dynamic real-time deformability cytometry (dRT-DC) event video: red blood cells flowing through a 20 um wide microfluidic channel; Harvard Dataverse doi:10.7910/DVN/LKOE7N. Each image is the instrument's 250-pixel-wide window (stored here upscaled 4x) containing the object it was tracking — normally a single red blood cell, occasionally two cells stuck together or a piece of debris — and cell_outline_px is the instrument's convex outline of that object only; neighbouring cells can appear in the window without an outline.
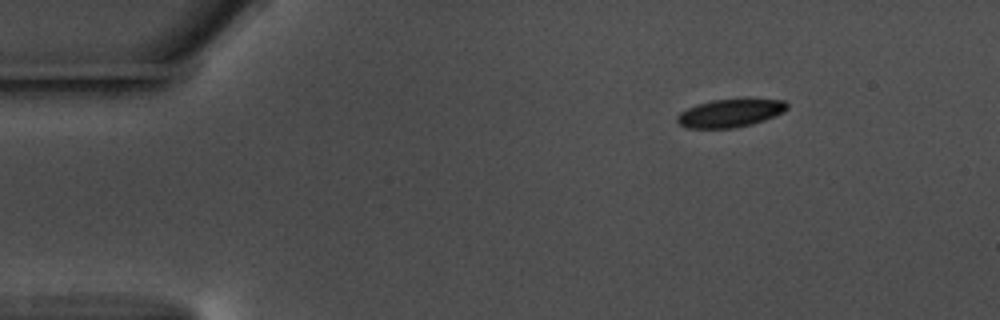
{"species": "common noctule bat (a hibernating species)", "species_latin": "Nyctalus noctula", "temperature_condition": "warm", "stored_images_in_passage": 50, "camera_frame_rate_fps": 3000, "um_per_image_px": 0.085, "animal": {"sex": "male", "body_mass_g": 17.5, "forearm_length_mm": 52.3}, "frame": {"image": 1, "passage_image": 1, "time_ms": 0.0, "image_size_px": [1000, 320], "cell_outline_px": [[788, 108], [784, 112], [764, 120], [752, 124], [732, 128], [688, 128], [680, 124], [676, 120], [676, 116], [680, 112], [696, 104], [712, 100], [784, 100], [788, 104]], "centroid_in_image_um": [62.04, 9.63], "position_along_channel_um": 23.0, "area_um2": 17.69}}
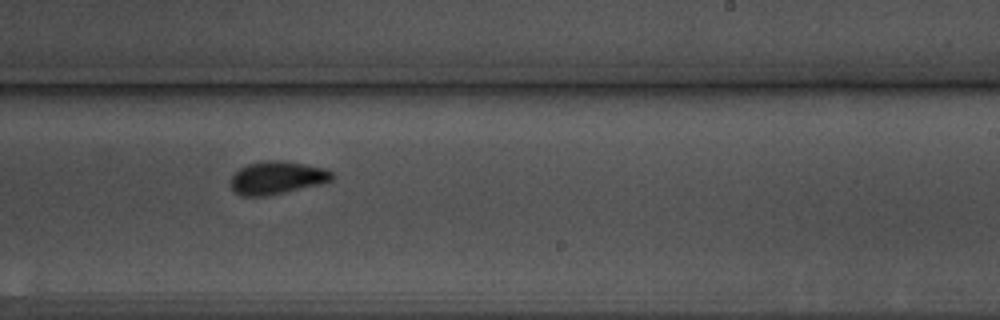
{"frame": {"image": 2, "passage_image": 28, "time_ms": 9.0, "image_size_px": [1000, 320], "cell_outline_px": [[336, 176], [332, 180], [320, 184], [268, 196], [240, 196], [228, 184], [232, 176], [240, 168], [248, 164], [268, 160], [280, 160], [304, 164], [324, 168], [332, 172]], "centroid_in_image_um": [23.54, 15.11], "position_along_channel_um": 265.5, "area_um2": 19.48}}
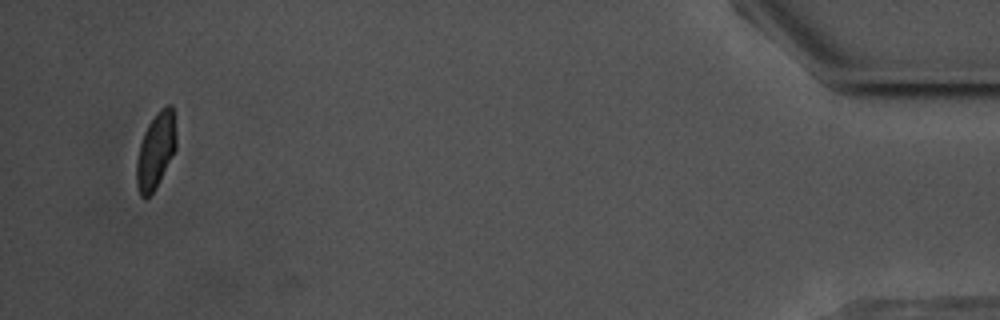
{"frame": {"image": 3, "passage_image": 48, "time_ms": 15.667, "image_size_px": [1000, 320], "cell_outline_px": [[176, 148], [156, 188], [148, 196], [140, 196], [136, 184], [136, 164], [140, 144], [144, 132], [148, 124], [160, 108], [168, 104], [172, 104], [176, 140]], "centroid_in_image_um": [13.23, 12.79], "position_along_channel_um": 422.0, "area_um2": 17.34}, "authors_computed_cell_mechanics": {"area_um2": 18.6405, "velocity_mm_per_s": 3.5649, "shape_relaxation_time_tau1_ms": 2.8968, "shape_relaxation_time_tau2_ms": 1.0874, "deformation_change_tau1": 0.1253, "deformation_change_tau2": 0.0655}}